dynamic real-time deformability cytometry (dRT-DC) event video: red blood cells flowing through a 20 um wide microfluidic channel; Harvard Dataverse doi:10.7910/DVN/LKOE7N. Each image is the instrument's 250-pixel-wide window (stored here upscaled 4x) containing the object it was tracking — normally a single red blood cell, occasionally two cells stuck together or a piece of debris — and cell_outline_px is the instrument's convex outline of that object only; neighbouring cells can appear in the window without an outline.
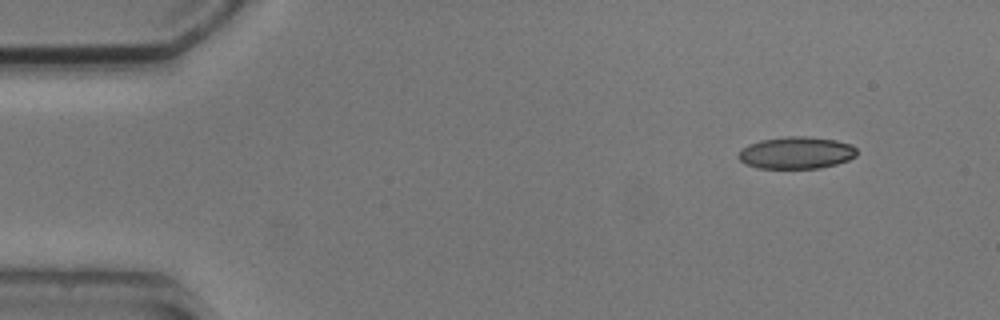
{"species": "common noctule bat (a hibernating species)", "species_latin": "Nyctalus noctula", "temperature_condition": "cold", "stored_images_in_passage": 5, "camera_frame_rate_fps": 3000, "um_per_image_px": 0.085, "animal": {"sex": "male", "body_mass_g": 20.5, "forearm_length_mm": 52.5}, "frame": {"image": 1, "passage_image": 5, "time_ms": 6.0, "image_size_px": [1000, 320], "cell_outline_px": [[856, 156], [848, 160], [836, 164], [820, 168], [756, 168], [744, 164], [736, 156], [740, 148], [748, 144], [760, 140], [788, 136], [808, 136], [836, 140], [852, 144], [856, 148]], "centroid_in_image_um": [67.65, 12.98], "position_along_channel_um": 17.4, "area_um2": 22.43}}